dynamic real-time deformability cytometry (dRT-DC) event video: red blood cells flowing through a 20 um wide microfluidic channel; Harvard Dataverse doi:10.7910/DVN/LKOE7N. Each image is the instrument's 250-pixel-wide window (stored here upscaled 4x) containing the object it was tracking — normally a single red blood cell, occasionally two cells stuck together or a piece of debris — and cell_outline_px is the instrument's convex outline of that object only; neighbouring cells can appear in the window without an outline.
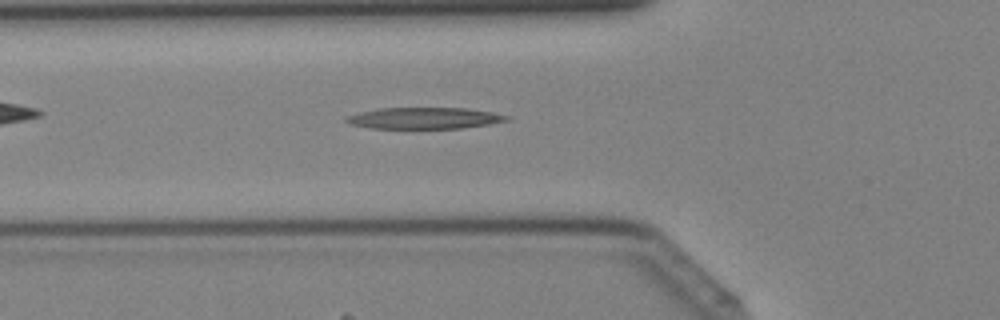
{"species": "Egyptian fruit bat (a non-hibernating species)", "species_latin": "Rousettus aegyptiacus", "temperature_condition": "cold", "stored_images_in_passage": 41, "camera_frame_rate_fps": 3000, "um_per_image_px": 0.085, "animal": {"sex": "female"}, "frame": {"image": 1, "passage_image": 14, "time_ms": 4.333, "image_size_px": [1000, 320], "cell_outline_px": [[512, 120], [488, 124], [460, 128], [368, 128], [348, 124], [344, 120], [344, 116], [360, 112], [380, 108], [464, 108], [492, 112], [512, 116]], "centroid_in_image_um": [36.05, 10.04], "position_along_channel_um": 89.7, "area_um2": 20.11}}
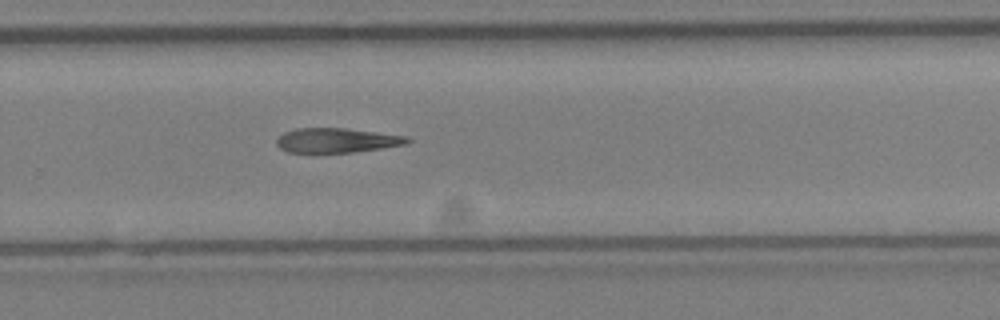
{"frame": {"image": 2, "passage_image": 27, "time_ms": 8.667, "image_size_px": [1000, 320], "cell_outline_px": [[412, 140], [408, 144], [384, 148], [352, 152], [288, 152], [280, 148], [276, 144], [276, 140], [284, 132], [296, 128], [344, 128], [408, 136]], "centroid_in_image_um": [28.66, 11.93], "position_along_channel_um": 301.1, "area_um2": 18.73}}
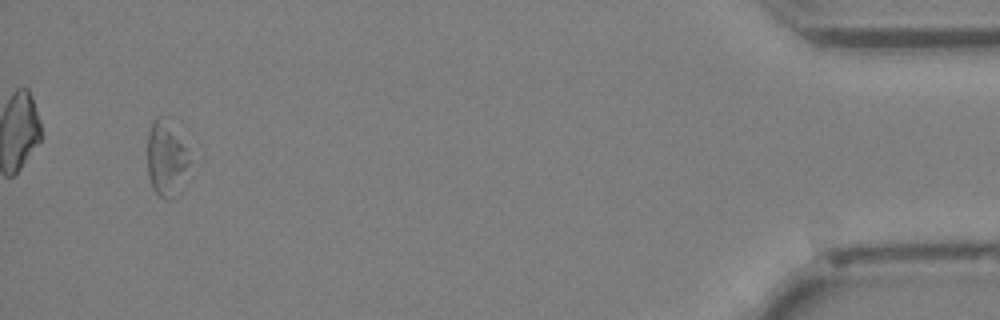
{"frame": {"image": 3, "passage_image": 39, "time_ms": 12.667, "image_size_px": [1000, 320], "cell_outline_px": [[204, 160], [180, 192], [176, 196], [160, 196], [152, 188], [148, 176], [148, 132], [152, 120], [156, 116], [160, 116], [204, 156]], "centroid_in_image_um": [14.46, 13.5], "position_along_channel_um": 420.7, "area_um2": 21.5}}